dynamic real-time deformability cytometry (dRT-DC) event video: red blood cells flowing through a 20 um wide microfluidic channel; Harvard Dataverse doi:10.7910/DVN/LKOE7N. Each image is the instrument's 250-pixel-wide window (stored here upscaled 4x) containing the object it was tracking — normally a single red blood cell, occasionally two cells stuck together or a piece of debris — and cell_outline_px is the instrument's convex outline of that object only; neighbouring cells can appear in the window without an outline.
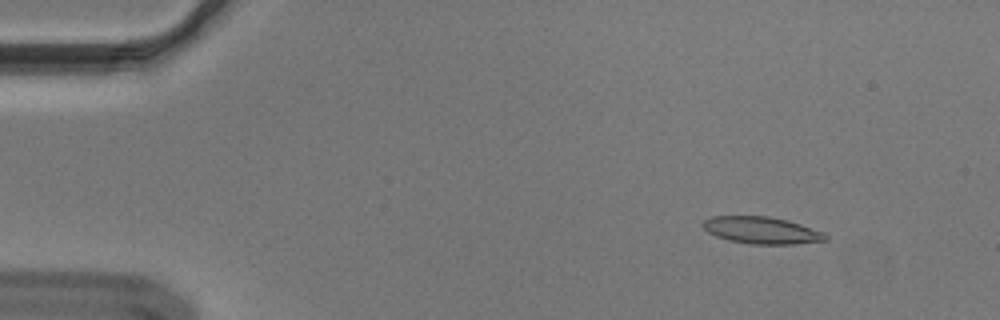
{"species": "Egyptian fruit bat (a non-hibernating species)", "species_latin": "Rousettus aegyptiacus", "temperature_condition": "cold", "stored_images_in_passage": 55, "camera_frame_rate_fps": 3000, "um_per_image_px": 0.085, "animal": {"sex": "male"}, "frame": {"image": 1, "passage_image": 7, "time_ms": 2.0, "image_size_px": [1000, 320], "cell_outline_px": [[828, 240], [796, 244], [748, 244], [728, 240], [716, 236], [708, 232], [700, 224], [704, 220], [712, 216], [768, 216], [788, 220], [824, 232], [828, 236]], "centroid_in_image_um": [64.74, 19.57], "position_along_channel_um": 20.3, "area_um2": 19.42}}
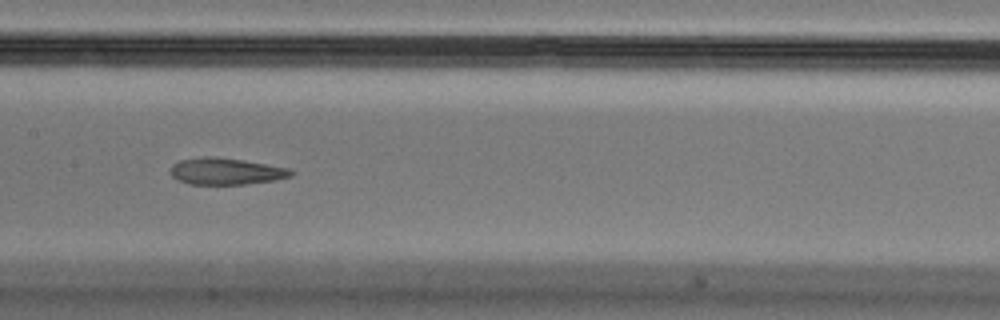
{"frame": {"image": 2, "passage_image": 28, "time_ms": 9.0, "image_size_px": [1000, 320], "cell_outline_px": [[292, 176], [276, 180], [244, 184], [192, 184], [176, 180], [172, 176], [172, 164], [180, 160], [204, 156], [216, 156], [244, 160], [288, 168], [292, 172]], "centroid_in_image_um": [19.19, 14.55], "position_along_channel_um": 188.2, "area_um2": 18.67}}
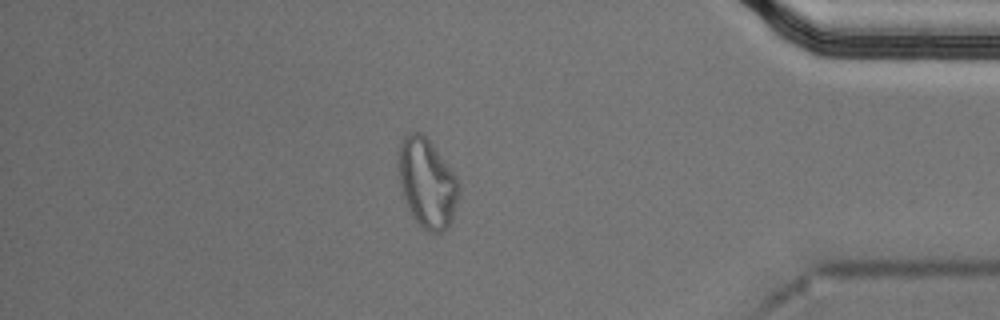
{"frame": {"image": 3, "passage_image": 48, "time_ms": 15.667, "image_size_px": [1000, 320], "cell_outline_px": [[460, 192], [452, 220], [448, 228], [440, 232], [428, 232], [412, 216], [408, 208], [400, 188], [396, 168], [396, 156], [400, 140], [408, 132], [420, 132], [432, 144], [456, 176], [460, 184]], "centroid_in_image_um": [36.26, 15.53], "position_along_channel_um": 398.9, "area_um2": 31.91}, "authors_computed_cell_mechanics": {"area_um2": 19.7676, "velocity_mm_per_s": 3.641, "shape_relaxation_time_tau1_ms": null, "shape_relaxation_time_tau2_ms": 2.9052, "deformation_change_tau1": null, "deformation_change_tau2": 0.0954}}